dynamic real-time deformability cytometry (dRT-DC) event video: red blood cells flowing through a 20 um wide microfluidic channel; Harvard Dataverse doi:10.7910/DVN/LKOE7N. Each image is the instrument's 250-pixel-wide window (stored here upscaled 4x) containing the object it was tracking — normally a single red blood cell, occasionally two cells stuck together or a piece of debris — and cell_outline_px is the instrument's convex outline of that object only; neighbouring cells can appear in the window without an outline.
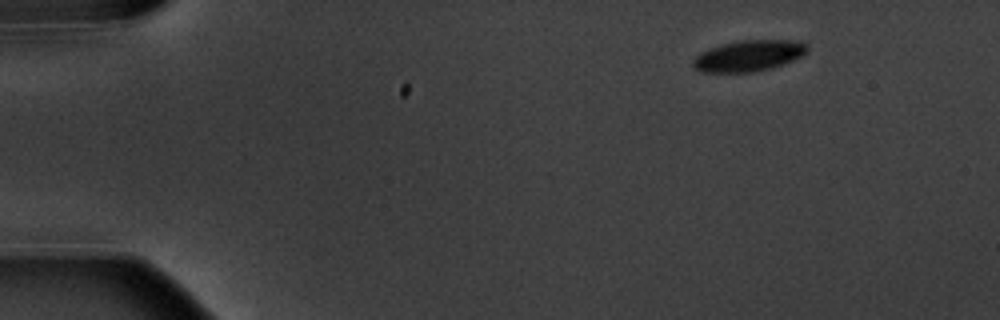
{"species": "common noctule bat (a hibernating species)", "species_latin": "Nyctalus noctula", "temperature_condition": "warm", "stored_images_in_passage": 4, "camera_frame_rate_fps": 3000, "um_per_image_px": 0.085, "animal": {"sex": "male", "body_mass_g": 20.1, "forearm_length_mm": 53.5}, "frame": {"image": 1, "passage_image": 1, "time_ms": 0.0, "image_size_px": [1000, 320], "cell_outline_px": [[808, 48], [800, 56], [792, 60], [772, 68], [752, 72], [700, 72], [692, 64], [692, 60], [700, 52], [708, 48], [720, 44], [740, 40], [804, 40], [808, 44]], "centroid_in_image_um": [63.62, 4.72], "position_along_channel_um": 21.4, "area_um2": 20.81}}
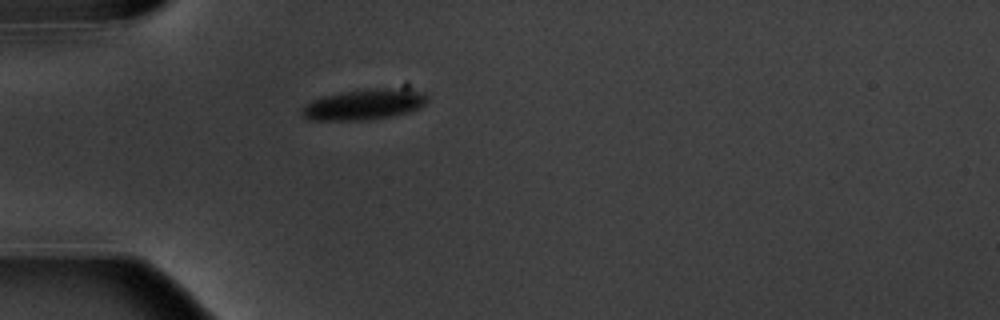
{"frame": {"image": 2, "passage_image": 4, "time_ms": 3.333, "image_size_px": [1000, 320], "cell_outline_px": [[428, 100], [424, 104], [408, 112], [392, 116], [360, 120], [308, 120], [300, 112], [300, 108], [304, 104], [312, 100], [324, 96], [340, 92], [380, 88], [412, 88], [424, 92], [428, 96]], "centroid_in_image_um": [30.95, 8.86], "position_along_channel_um": 54.1, "area_um2": 22.48}}